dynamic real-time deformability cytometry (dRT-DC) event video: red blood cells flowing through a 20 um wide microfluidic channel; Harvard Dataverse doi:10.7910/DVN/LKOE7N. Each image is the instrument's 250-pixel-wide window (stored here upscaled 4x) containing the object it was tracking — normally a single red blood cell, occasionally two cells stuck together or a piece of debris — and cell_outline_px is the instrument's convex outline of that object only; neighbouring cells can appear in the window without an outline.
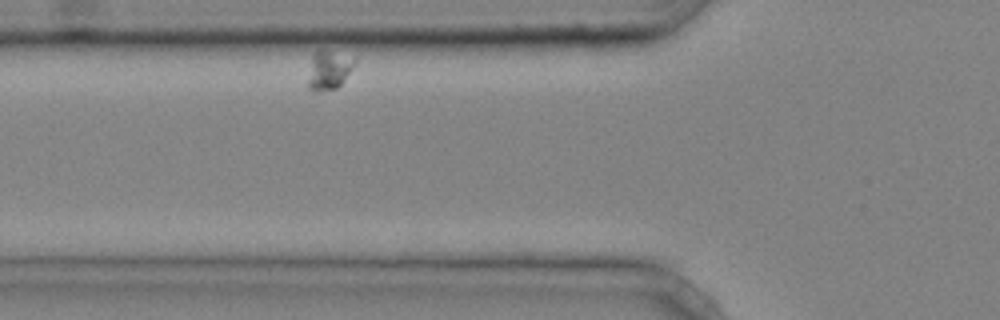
{"species": "common noctule bat (a hibernating species)", "species_latin": "Nyctalus noctula", "temperature_condition": "cold", "stored_images_in_passage": 29, "camera_frame_rate_fps": 3000, "um_per_image_px": 0.085, "animal": {"sex": "male", "body_mass_g": 20.4}, "frame": {"image": 1, "passage_image": 4, "time_ms": 1.0, "image_size_px": [1000, 320], "cell_outline_px": [[356, 60], [340, 84], [336, 88], [316, 92], [312, 92], [308, 88], [308, 80], [312, 56], [320, 48]], "centroid_in_image_um": [27.87, 5.98], "position_along_channel_um": 97.9, "area_um2": 10.06}}
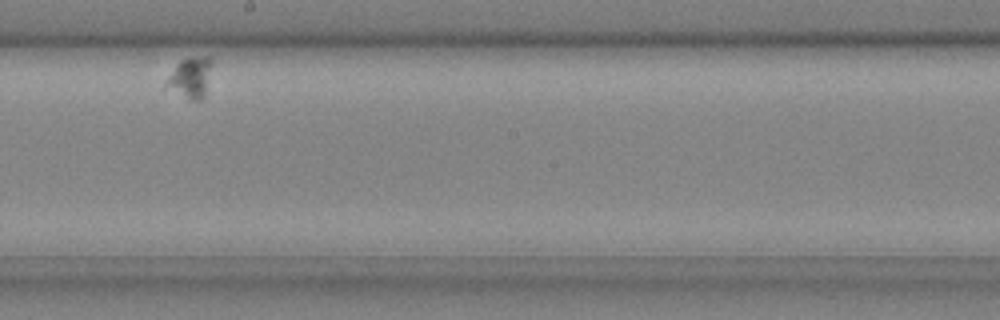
{"frame": {"image": 2, "passage_image": 17, "time_ms": 5.333, "image_size_px": [1000, 320], "cell_outline_px": [[212, 64], [204, 96], [200, 100], [192, 100], [164, 84], [180, 60], [204, 56], [212, 56]], "centroid_in_image_um": [16.24, 6.55], "position_along_channel_um": 232.0, "area_um2": 10.23}}